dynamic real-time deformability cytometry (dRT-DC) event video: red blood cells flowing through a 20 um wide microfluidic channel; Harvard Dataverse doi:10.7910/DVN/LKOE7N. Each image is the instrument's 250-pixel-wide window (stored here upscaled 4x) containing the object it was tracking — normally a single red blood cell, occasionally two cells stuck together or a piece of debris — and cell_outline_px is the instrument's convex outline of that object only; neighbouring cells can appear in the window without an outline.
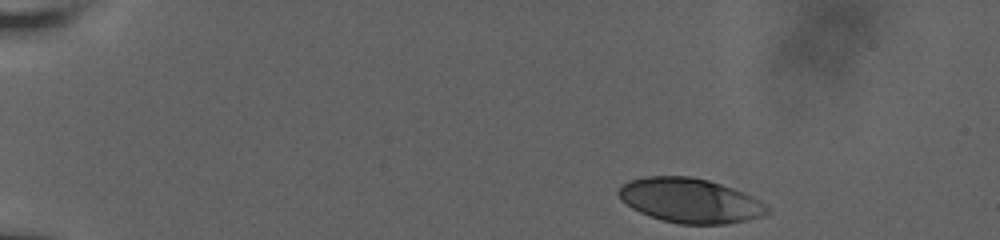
{"species": "human", "species_latin": "Homo sapiens", "temperature_condition": "room temperature", "stored_images_in_passage": 42, "camera_frame_rate_fps": 3000, "um_per_image_px": 0.085, "donor": {"sex": "male"}, "frame": {"image": 1, "passage_image": 1, "time_ms": 0.0, "image_size_px": [1000, 240], "cell_outline_px": [[772, 208], [764, 216], [748, 220], [724, 224], [680, 224], [660, 220], [640, 212], [632, 208], [620, 200], [616, 192], [628, 180], [644, 176], [692, 176], [708, 180], [732, 188], [752, 196], [760, 200]], "centroid_in_image_um": [58.65, 17.05], "position_along_channel_um": 26.3, "area_um2": 38.84}}
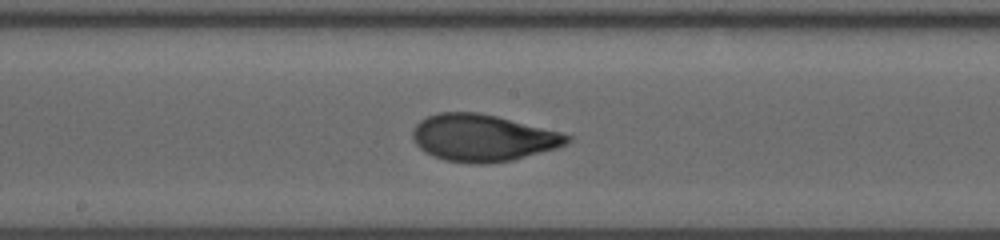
{"frame": {"image": 2, "passage_image": 24, "time_ms": 7.667, "image_size_px": [1000, 240], "cell_outline_px": [[572, 140], [568, 144], [556, 148], [512, 160], [488, 164], [472, 164], [444, 160], [424, 152], [412, 140], [412, 128], [420, 120], [428, 116], [440, 112], [476, 112], [496, 116], [560, 132], [572, 136]], "centroid_in_image_um": [41.01, 11.72], "position_along_channel_um": 207.2, "area_um2": 42.31}}
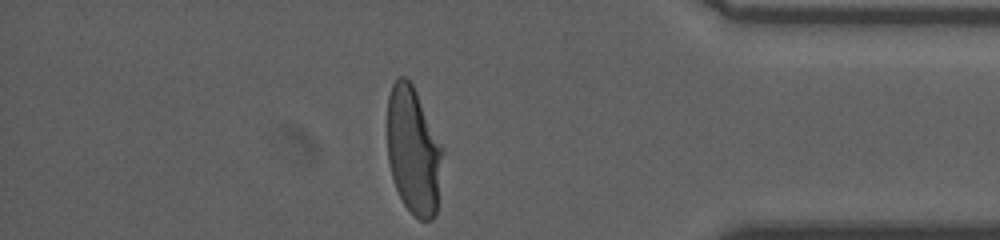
{"frame": {"image": 3, "passage_image": 41, "time_ms": 13.333, "image_size_px": [1000, 240], "cell_outline_px": [[444, 152], [436, 216], [432, 220], [420, 220], [404, 204], [396, 188], [392, 176], [388, 160], [388, 96], [392, 84], [396, 76], [404, 76], [412, 84], [444, 148]], "centroid_in_image_um": [35.16, 12.81], "position_along_channel_um": 400.0, "area_um2": 41.21}, "authors_computed_cell_mechanics": {"area_um2": 41.1825, "velocity_mm_per_s": 3.8297, "shape_relaxation_time_tau1_ms": 5.1153, "shape_relaxation_time_tau2_ms": 0.7793, "deformation_change_tau1": 0.2186, "deformation_change_tau2": 0.056}}